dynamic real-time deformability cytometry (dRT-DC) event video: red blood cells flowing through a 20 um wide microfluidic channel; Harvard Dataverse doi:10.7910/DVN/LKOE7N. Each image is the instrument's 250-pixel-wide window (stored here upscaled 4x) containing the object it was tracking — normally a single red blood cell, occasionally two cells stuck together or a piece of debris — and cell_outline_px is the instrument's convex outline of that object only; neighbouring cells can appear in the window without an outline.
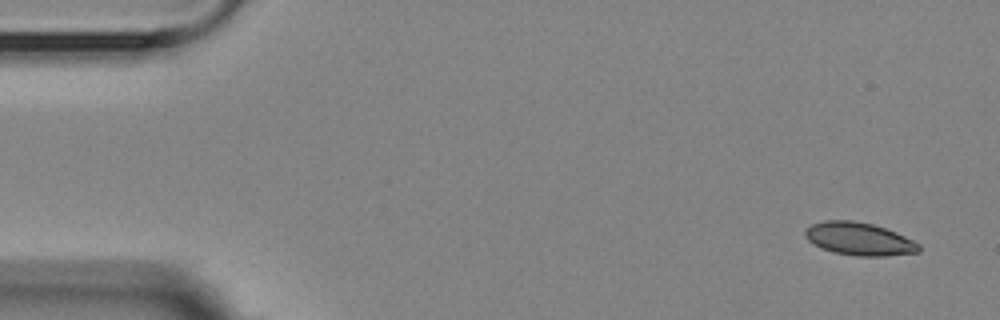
{"species": "Egyptian fruit bat (a non-hibernating species)", "species_latin": "Rousettus aegyptiacus", "temperature_condition": "room temperature", "stored_images_in_passage": 5, "segment_of_instrument_passage": [1, 2], "camera_frame_rate_fps": 3000, "um_per_image_px": 0.085, "animal": {"sex": "female"}, "frame": {"image": 1, "passage_image": 1, "time_ms": 0.0, "image_size_px": [1000, 320], "cell_outline_px": [[920, 252], [884, 256], [856, 256], [832, 252], [820, 248], [812, 244], [804, 236], [804, 232], [812, 224], [824, 220], [852, 220], [872, 224], [896, 232], [920, 244]], "centroid_in_image_um": [73.0, 20.31], "position_along_channel_um": 12.0, "area_um2": 21.85}}